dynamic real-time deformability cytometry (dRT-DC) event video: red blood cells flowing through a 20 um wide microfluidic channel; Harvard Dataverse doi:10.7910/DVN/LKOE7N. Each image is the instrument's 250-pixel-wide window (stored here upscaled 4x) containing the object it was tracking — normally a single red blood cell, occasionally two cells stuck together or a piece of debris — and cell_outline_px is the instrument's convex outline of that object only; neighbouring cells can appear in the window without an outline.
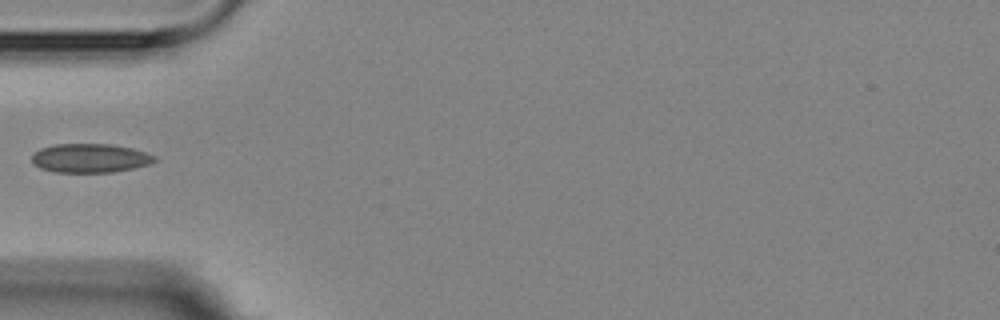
{"species": "Egyptian fruit bat (a non-hibernating species)", "species_latin": "Rousettus aegyptiacus", "temperature_condition": "room temperature", "stored_images_in_passage": 4, "camera_frame_rate_fps": 3000, "um_per_image_px": 0.085, "animal": {"sex": "female"}, "frame": {"image": 1, "passage_image": 4, "time_ms": 3.333, "image_size_px": [1000, 320], "cell_outline_px": [[156, 160], [148, 164], [132, 168], [112, 172], [56, 172], [40, 168], [32, 160], [32, 156], [40, 148], [56, 144], [112, 144], [132, 148], [156, 156]], "centroid_in_image_um": [7.66, 13.43], "position_along_channel_um": 77.3, "area_um2": 20.46}}